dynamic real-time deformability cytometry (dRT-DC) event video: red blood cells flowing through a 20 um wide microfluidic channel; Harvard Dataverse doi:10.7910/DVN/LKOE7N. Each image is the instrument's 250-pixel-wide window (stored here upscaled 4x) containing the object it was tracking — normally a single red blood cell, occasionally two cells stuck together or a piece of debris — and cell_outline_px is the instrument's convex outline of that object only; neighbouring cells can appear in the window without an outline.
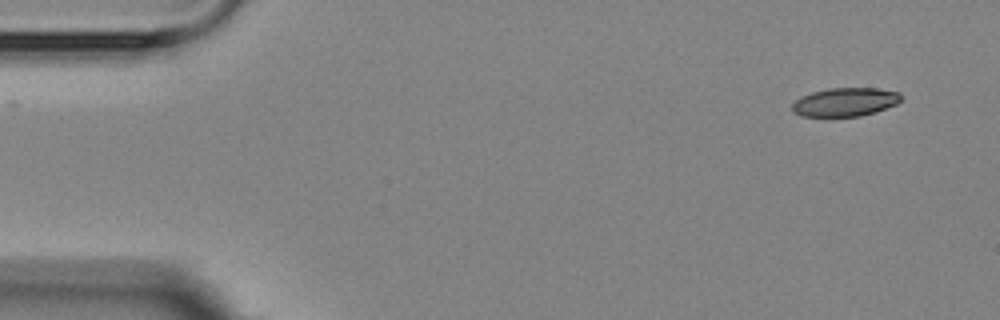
{"species": "Egyptian fruit bat (a non-hibernating species)", "species_latin": "Rousettus aegyptiacus", "temperature_condition": "room temperature", "stored_images_in_passage": 4, "camera_frame_rate_fps": 3000, "um_per_image_px": 0.085, "animal": {"sex": "female"}, "frame": {"image": 1, "passage_image": 1, "time_ms": 0.0, "image_size_px": [1000, 320], "cell_outline_px": [[900, 100], [896, 104], [876, 112], [860, 116], [800, 116], [792, 112], [792, 104], [800, 96], [812, 92], [828, 88], [876, 88], [900, 92]], "centroid_in_image_um": [71.81, 8.67], "position_along_channel_um": 13.2, "area_um2": 18.15}}
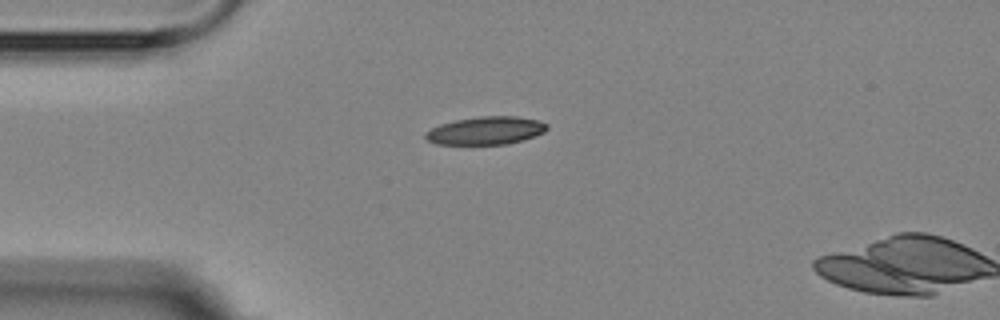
{"frame": {"image": 2, "passage_image": 3, "time_ms": 3.333, "image_size_px": [1000, 320], "cell_outline_px": [[548, 128], [544, 132], [520, 140], [504, 144], [436, 144], [428, 140], [424, 136], [424, 132], [440, 124], [456, 120], [480, 116], [516, 116], [540, 120], [548, 124]], "centroid_in_image_um": [41.28, 11.09], "position_along_channel_um": 43.7, "area_um2": 19.65}}